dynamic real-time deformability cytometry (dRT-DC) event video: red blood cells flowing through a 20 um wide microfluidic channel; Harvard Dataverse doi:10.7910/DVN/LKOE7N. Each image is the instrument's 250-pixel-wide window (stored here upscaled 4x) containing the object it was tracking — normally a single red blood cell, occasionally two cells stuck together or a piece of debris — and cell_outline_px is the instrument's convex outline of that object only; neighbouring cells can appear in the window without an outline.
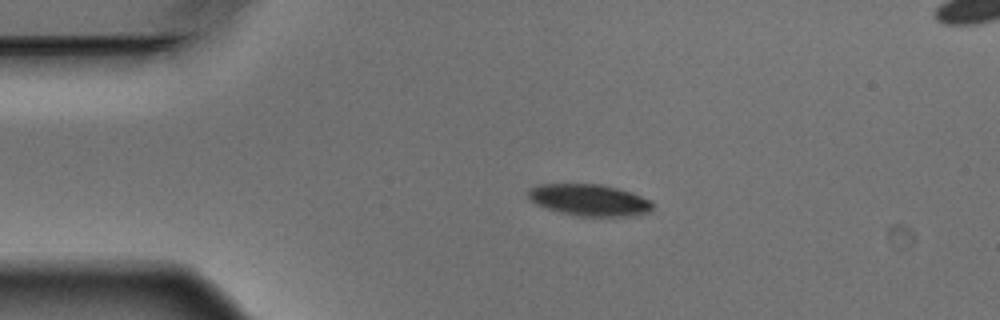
{"species": "Egyptian fruit bat (a non-hibernating species)", "species_latin": "Rousettus aegyptiacus", "temperature_condition": "warm", "stored_images_in_passage": 5, "segment_of_instrument_passage": [1, 2], "camera_frame_rate_fps": 3000, "um_per_image_px": 0.085, "animal": {"sex": "male"}, "frame": {"image": 1, "passage_image": 3, "time_ms": 0.667, "image_size_px": [1000, 320], "cell_outline_px": [[652, 208], [648, 212], [632, 216], [576, 216], [560, 212], [536, 204], [528, 196], [528, 192], [532, 188], [540, 184], [600, 184], [632, 192], [652, 200]], "centroid_in_image_um": [50.13, 17.0], "position_along_channel_um": 34.9, "area_um2": 22.77}}